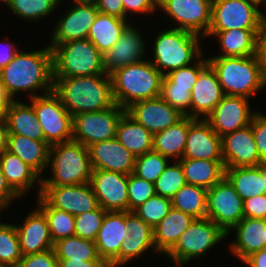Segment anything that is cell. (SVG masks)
<instances>
[{"label": "cell", "mask_w": 266, "mask_h": 267, "mask_svg": "<svg viewBox=\"0 0 266 267\" xmlns=\"http://www.w3.org/2000/svg\"><path fill=\"white\" fill-rule=\"evenodd\" d=\"M0 81L9 97L15 101L19 92H27L33 98L38 92L47 94L53 91V55L52 49L46 46L31 52L21 50L13 60L0 70Z\"/></svg>", "instance_id": "obj_1"}, {"label": "cell", "mask_w": 266, "mask_h": 267, "mask_svg": "<svg viewBox=\"0 0 266 267\" xmlns=\"http://www.w3.org/2000/svg\"><path fill=\"white\" fill-rule=\"evenodd\" d=\"M53 92L72 116L108 109L115 104L109 74L54 77Z\"/></svg>", "instance_id": "obj_2"}, {"label": "cell", "mask_w": 266, "mask_h": 267, "mask_svg": "<svg viewBox=\"0 0 266 267\" xmlns=\"http://www.w3.org/2000/svg\"><path fill=\"white\" fill-rule=\"evenodd\" d=\"M110 76L114 102L125 110L160 96L163 75L148 59L116 69Z\"/></svg>", "instance_id": "obj_3"}, {"label": "cell", "mask_w": 266, "mask_h": 267, "mask_svg": "<svg viewBox=\"0 0 266 267\" xmlns=\"http://www.w3.org/2000/svg\"><path fill=\"white\" fill-rule=\"evenodd\" d=\"M225 95L250 99L266 87L256 55L247 57H208Z\"/></svg>", "instance_id": "obj_4"}, {"label": "cell", "mask_w": 266, "mask_h": 267, "mask_svg": "<svg viewBox=\"0 0 266 267\" xmlns=\"http://www.w3.org/2000/svg\"><path fill=\"white\" fill-rule=\"evenodd\" d=\"M50 178H41V186H66L88 183L93 168L88 147L70 140L50 146Z\"/></svg>", "instance_id": "obj_5"}, {"label": "cell", "mask_w": 266, "mask_h": 267, "mask_svg": "<svg viewBox=\"0 0 266 267\" xmlns=\"http://www.w3.org/2000/svg\"><path fill=\"white\" fill-rule=\"evenodd\" d=\"M201 38L195 33L173 27L159 31L153 42V57L148 60L163 76L167 75L172 70L191 65L203 55Z\"/></svg>", "instance_id": "obj_6"}, {"label": "cell", "mask_w": 266, "mask_h": 267, "mask_svg": "<svg viewBox=\"0 0 266 267\" xmlns=\"http://www.w3.org/2000/svg\"><path fill=\"white\" fill-rule=\"evenodd\" d=\"M53 55L54 77H82L107 74L103 54L88 39L49 44Z\"/></svg>", "instance_id": "obj_7"}, {"label": "cell", "mask_w": 266, "mask_h": 267, "mask_svg": "<svg viewBox=\"0 0 266 267\" xmlns=\"http://www.w3.org/2000/svg\"><path fill=\"white\" fill-rule=\"evenodd\" d=\"M226 237L227 233L209 218L194 219L166 257L182 267L195 258L203 257Z\"/></svg>", "instance_id": "obj_8"}, {"label": "cell", "mask_w": 266, "mask_h": 267, "mask_svg": "<svg viewBox=\"0 0 266 267\" xmlns=\"http://www.w3.org/2000/svg\"><path fill=\"white\" fill-rule=\"evenodd\" d=\"M29 100L36 112L46 143L51 146L72 140V115L53 91Z\"/></svg>", "instance_id": "obj_9"}, {"label": "cell", "mask_w": 266, "mask_h": 267, "mask_svg": "<svg viewBox=\"0 0 266 267\" xmlns=\"http://www.w3.org/2000/svg\"><path fill=\"white\" fill-rule=\"evenodd\" d=\"M254 0H212L208 32L231 29H261L263 12Z\"/></svg>", "instance_id": "obj_10"}, {"label": "cell", "mask_w": 266, "mask_h": 267, "mask_svg": "<svg viewBox=\"0 0 266 267\" xmlns=\"http://www.w3.org/2000/svg\"><path fill=\"white\" fill-rule=\"evenodd\" d=\"M125 112V109L115 103L108 109L72 116V140L88 147L116 138L118 122Z\"/></svg>", "instance_id": "obj_11"}, {"label": "cell", "mask_w": 266, "mask_h": 267, "mask_svg": "<svg viewBox=\"0 0 266 267\" xmlns=\"http://www.w3.org/2000/svg\"><path fill=\"white\" fill-rule=\"evenodd\" d=\"M207 218L228 233L243 218V199L224 176L207 190Z\"/></svg>", "instance_id": "obj_12"}, {"label": "cell", "mask_w": 266, "mask_h": 267, "mask_svg": "<svg viewBox=\"0 0 266 267\" xmlns=\"http://www.w3.org/2000/svg\"><path fill=\"white\" fill-rule=\"evenodd\" d=\"M158 9L177 22L174 28L206 37L211 25L212 0H158Z\"/></svg>", "instance_id": "obj_13"}, {"label": "cell", "mask_w": 266, "mask_h": 267, "mask_svg": "<svg viewBox=\"0 0 266 267\" xmlns=\"http://www.w3.org/2000/svg\"><path fill=\"white\" fill-rule=\"evenodd\" d=\"M40 195L52 207L66 211L74 217L99 207L90 182L66 186H41Z\"/></svg>", "instance_id": "obj_14"}, {"label": "cell", "mask_w": 266, "mask_h": 267, "mask_svg": "<svg viewBox=\"0 0 266 267\" xmlns=\"http://www.w3.org/2000/svg\"><path fill=\"white\" fill-rule=\"evenodd\" d=\"M255 113L251 111L248 98L225 95L205 120L222 137L250 125Z\"/></svg>", "instance_id": "obj_15"}, {"label": "cell", "mask_w": 266, "mask_h": 267, "mask_svg": "<svg viewBox=\"0 0 266 267\" xmlns=\"http://www.w3.org/2000/svg\"><path fill=\"white\" fill-rule=\"evenodd\" d=\"M73 6L55 23L49 44L87 39L92 23L99 13L97 6L91 3H73Z\"/></svg>", "instance_id": "obj_16"}, {"label": "cell", "mask_w": 266, "mask_h": 267, "mask_svg": "<svg viewBox=\"0 0 266 267\" xmlns=\"http://www.w3.org/2000/svg\"><path fill=\"white\" fill-rule=\"evenodd\" d=\"M90 184L99 206L106 211H128V175L93 170Z\"/></svg>", "instance_id": "obj_17"}, {"label": "cell", "mask_w": 266, "mask_h": 267, "mask_svg": "<svg viewBox=\"0 0 266 267\" xmlns=\"http://www.w3.org/2000/svg\"><path fill=\"white\" fill-rule=\"evenodd\" d=\"M225 168L255 167L263 164L257 151L251 125L221 137Z\"/></svg>", "instance_id": "obj_18"}, {"label": "cell", "mask_w": 266, "mask_h": 267, "mask_svg": "<svg viewBox=\"0 0 266 267\" xmlns=\"http://www.w3.org/2000/svg\"><path fill=\"white\" fill-rule=\"evenodd\" d=\"M126 113L152 134L167 129L184 117L160 96L135 102Z\"/></svg>", "instance_id": "obj_19"}, {"label": "cell", "mask_w": 266, "mask_h": 267, "mask_svg": "<svg viewBox=\"0 0 266 267\" xmlns=\"http://www.w3.org/2000/svg\"><path fill=\"white\" fill-rule=\"evenodd\" d=\"M138 28L131 23L126 26L119 41L103 54L104 71L111 74L116 69L144 61L145 40Z\"/></svg>", "instance_id": "obj_20"}, {"label": "cell", "mask_w": 266, "mask_h": 267, "mask_svg": "<svg viewBox=\"0 0 266 267\" xmlns=\"http://www.w3.org/2000/svg\"><path fill=\"white\" fill-rule=\"evenodd\" d=\"M127 235L126 211H107L94 241L99 257L120 266V247Z\"/></svg>", "instance_id": "obj_21"}, {"label": "cell", "mask_w": 266, "mask_h": 267, "mask_svg": "<svg viewBox=\"0 0 266 267\" xmlns=\"http://www.w3.org/2000/svg\"><path fill=\"white\" fill-rule=\"evenodd\" d=\"M93 170L103 169L129 175L134 172L136 156L117 138L88 146Z\"/></svg>", "instance_id": "obj_22"}, {"label": "cell", "mask_w": 266, "mask_h": 267, "mask_svg": "<svg viewBox=\"0 0 266 267\" xmlns=\"http://www.w3.org/2000/svg\"><path fill=\"white\" fill-rule=\"evenodd\" d=\"M15 227L23 256L53 249L47 218L38 207L28 213L22 225Z\"/></svg>", "instance_id": "obj_23"}, {"label": "cell", "mask_w": 266, "mask_h": 267, "mask_svg": "<svg viewBox=\"0 0 266 267\" xmlns=\"http://www.w3.org/2000/svg\"><path fill=\"white\" fill-rule=\"evenodd\" d=\"M183 158L223 160L221 137L205 119L190 124Z\"/></svg>", "instance_id": "obj_24"}, {"label": "cell", "mask_w": 266, "mask_h": 267, "mask_svg": "<svg viewBox=\"0 0 266 267\" xmlns=\"http://www.w3.org/2000/svg\"><path fill=\"white\" fill-rule=\"evenodd\" d=\"M224 96L216 72L208 65L191 91V118L206 119Z\"/></svg>", "instance_id": "obj_25"}, {"label": "cell", "mask_w": 266, "mask_h": 267, "mask_svg": "<svg viewBox=\"0 0 266 267\" xmlns=\"http://www.w3.org/2000/svg\"><path fill=\"white\" fill-rule=\"evenodd\" d=\"M232 231H235V240L229 244V250L240 262L265 248L266 219L244 217L227 235Z\"/></svg>", "instance_id": "obj_26"}, {"label": "cell", "mask_w": 266, "mask_h": 267, "mask_svg": "<svg viewBox=\"0 0 266 267\" xmlns=\"http://www.w3.org/2000/svg\"><path fill=\"white\" fill-rule=\"evenodd\" d=\"M0 167L6 182L20 198L28 193L36 182L39 184L37 196L41 194V177L18 156L4 151L0 154Z\"/></svg>", "instance_id": "obj_27"}, {"label": "cell", "mask_w": 266, "mask_h": 267, "mask_svg": "<svg viewBox=\"0 0 266 267\" xmlns=\"http://www.w3.org/2000/svg\"><path fill=\"white\" fill-rule=\"evenodd\" d=\"M261 29H231L208 32L206 37H217L221 54L213 57H247L255 55L257 34Z\"/></svg>", "instance_id": "obj_28"}, {"label": "cell", "mask_w": 266, "mask_h": 267, "mask_svg": "<svg viewBox=\"0 0 266 267\" xmlns=\"http://www.w3.org/2000/svg\"><path fill=\"white\" fill-rule=\"evenodd\" d=\"M194 219L187 213L171 208L168 214L153 228L154 245L157 252L166 255Z\"/></svg>", "instance_id": "obj_29"}, {"label": "cell", "mask_w": 266, "mask_h": 267, "mask_svg": "<svg viewBox=\"0 0 266 267\" xmlns=\"http://www.w3.org/2000/svg\"><path fill=\"white\" fill-rule=\"evenodd\" d=\"M5 119L9 135H21L34 140L44 141V133L40 127L33 106L19 100L12 101L6 108Z\"/></svg>", "instance_id": "obj_30"}, {"label": "cell", "mask_w": 266, "mask_h": 267, "mask_svg": "<svg viewBox=\"0 0 266 267\" xmlns=\"http://www.w3.org/2000/svg\"><path fill=\"white\" fill-rule=\"evenodd\" d=\"M49 150L50 145L45 141H38L21 135H8L7 151L18 156L41 178L43 170L49 168Z\"/></svg>", "instance_id": "obj_31"}, {"label": "cell", "mask_w": 266, "mask_h": 267, "mask_svg": "<svg viewBox=\"0 0 266 267\" xmlns=\"http://www.w3.org/2000/svg\"><path fill=\"white\" fill-rule=\"evenodd\" d=\"M195 120L184 116L176 124L153 134V151L162 154L171 160L179 161L183 158L188 129Z\"/></svg>", "instance_id": "obj_32"}, {"label": "cell", "mask_w": 266, "mask_h": 267, "mask_svg": "<svg viewBox=\"0 0 266 267\" xmlns=\"http://www.w3.org/2000/svg\"><path fill=\"white\" fill-rule=\"evenodd\" d=\"M225 177L243 200L266 194V163L255 167L225 168Z\"/></svg>", "instance_id": "obj_33"}, {"label": "cell", "mask_w": 266, "mask_h": 267, "mask_svg": "<svg viewBox=\"0 0 266 267\" xmlns=\"http://www.w3.org/2000/svg\"><path fill=\"white\" fill-rule=\"evenodd\" d=\"M186 184L210 189L225 176L224 160L181 158Z\"/></svg>", "instance_id": "obj_34"}, {"label": "cell", "mask_w": 266, "mask_h": 267, "mask_svg": "<svg viewBox=\"0 0 266 267\" xmlns=\"http://www.w3.org/2000/svg\"><path fill=\"white\" fill-rule=\"evenodd\" d=\"M116 138L136 157L153 150V134L126 112L118 122Z\"/></svg>", "instance_id": "obj_35"}, {"label": "cell", "mask_w": 266, "mask_h": 267, "mask_svg": "<svg viewBox=\"0 0 266 267\" xmlns=\"http://www.w3.org/2000/svg\"><path fill=\"white\" fill-rule=\"evenodd\" d=\"M129 19H122L108 14L98 13L92 23L87 37L104 54L110 50L120 39Z\"/></svg>", "instance_id": "obj_36"}, {"label": "cell", "mask_w": 266, "mask_h": 267, "mask_svg": "<svg viewBox=\"0 0 266 267\" xmlns=\"http://www.w3.org/2000/svg\"><path fill=\"white\" fill-rule=\"evenodd\" d=\"M172 208L191 215L195 219L206 218L207 189L185 184L172 198Z\"/></svg>", "instance_id": "obj_37"}, {"label": "cell", "mask_w": 266, "mask_h": 267, "mask_svg": "<svg viewBox=\"0 0 266 267\" xmlns=\"http://www.w3.org/2000/svg\"><path fill=\"white\" fill-rule=\"evenodd\" d=\"M37 207L45 214L53 243L75 235L74 216L52 207L41 195Z\"/></svg>", "instance_id": "obj_38"}, {"label": "cell", "mask_w": 266, "mask_h": 267, "mask_svg": "<svg viewBox=\"0 0 266 267\" xmlns=\"http://www.w3.org/2000/svg\"><path fill=\"white\" fill-rule=\"evenodd\" d=\"M53 249L57 259L95 261L100 258L95 242L77 235L58 240Z\"/></svg>", "instance_id": "obj_39"}, {"label": "cell", "mask_w": 266, "mask_h": 267, "mask_svg": "<svg viewBox=\"0 0 266 267\" xmlns=\"http://www.w3.org/2000/svg\"><path fill=\"white\" fill-rule=\"evenodd\" d=\"M61 2L62 0H7L4 4L17 17L36 22L55 13Z\"/></svg>", "instance_id": "obj_40"}, {"label": "cell", "mask_w": 266, "mask_h": 267, "mask_svg": "<svg viewBox=\"0 0 266 267\" xmlns=\"http://www.w3.org/2000/svg\"><path fill=\"white\" fill-rule=\"evenodd\" d=\"M22 257L15 224L0 222V267H17Z\"/></svg>", "instance_id": "obj_41"}, {"label": "cell", "mask_w": 266, "mask_h": 267, "mask_svg": "<svg viewBox=\"0 0 266 267\" xmlns=\"http://www.w3.org/2000/svg\"><path fill=\"white\" fill-rule=\"evenodd\" d=\"M169 161H171L169 158L152 150L136 157L133 173L140 178L155 183Z\"/></svg>", "instance_id": "obj_42"}, {"label": "cell", "mask_w": 266, "mask_h": 267, "mask_svg": "<svg viewBox=\"0 0 266 267\" xmlns=\"http://www.w3.org/2000/svg\"><path fill=\"white\" fill-rule=\"evenodd\" d=\"M186 184L183 169L179 161L167 165L154 183L155 194L172 198Z\"/></svg>", "instance_id": "obj_43"}, {"label": "cell", "mask_w": 266, "mask_h": 267, "mask_svg": "<svg viewBox=\"0 0 266 267\" xmlns=\"http://www.w3.org/2000/svg\"><path fill=\"white\" fill-rule=\"evenodd\" d=\"M160 97L182 115L191 117L190 87L175 86L165 75L162 79Z\"/></svg>", "instance_id": "obj_44"}, {"label": "cell", "mask_w": 266, "mask_h": 267, "mask_svg": "<svg viewBox=\"0 0 266 267\" xmlns=\"http://www.w3.org/2000/svg\"><path fill=\"white\" fill-rule=\"evenodd\" d=\"M171 208L170 198L155 194L133 212L154 228L168 214Z\"/></svg>", "instance_id": "obj_45"}, {"label": "cell", "mask_w": 266, "mask_h": 267, "mask_svg": "<svg viewBox=\"0 0 266 267\" xmlns=\"http://www.w3.org/2000/svg\"><path fill=\"white\" fill-rule=\"evenodd\" d=\"M106 212V210L99 206L95 210L75 216V235L83 239L95 241Z\"/></svg>", "instance_id": "obj_46"}, {"label": "cell", "mask_w": 266, "mask_h": 267, "mask_svg": "<svg viewBox=\"0 0 266 267\" xmlns=\"http://www.w3.org/2000/svg\"><path fill=\"white\" fill-rule=\"evenodd\" d=\"M154 195V183L140 178L134 173L128 175V211L133 212Z\"/></svg>", "instance_id": "obj_47"}, {"label": "cell", "mask_w": 266, "mask_h": 267, "mask_svg": "<svg viewBox=\"0 0 266 267\" xmlns=\"http://www.w3.org/2000/svg\"><path fill=\"white\" fill-rule=\"evenodd\" d=\"M207 58L202 55L191 65L170 71L165 75L175 86L190 87V91L197 82L199 74L208 66Z\"/></svg>", "instance_id": "obj_48"}, {"label": "cell", "mask_w": 266, "mask_h": 267, "mask_svg": "<svg viewBox=\"0 0 266 267\" xmlns=\"http://www.w3.org/2000/svg\"><path fill=\"white\" fill-rule=\"evenodd\" d=\"M148 249L157 253L154 239H136L130 237L128 234L120 247V266H125L131 260L140 257Z\"/></svg>", "instance_id": "obj_49"}, {"label": "cell", "mask_w": 266, "mask_h": 267, "mask_svg": "<svg viewBox=\"0 0 266 267\" xmlns=\"http://www.w3.org/2000/svg\"><path fill=\"white\" fill-rule=\"evenodd\" d=\"M261 162L266 163V114L257 112L250 123Z\"/></svg>", "instance_id": "obj_50"}, {"label": "cell", "mask_w": 266, "mask_h": 267, "mask_svg": "<svg viewBox=\"0 0 266 267\" xmlns=\"http://www.w3.org/2000/svg\"><path fill=\"white\" fill-rule=\"evenodd\" d=\"M126 228L132 238L154 239L153 228L134 212L126 211Z\"/></svg>", "instance_id": "obj_51"}, {"label": "cell", "mask_w": 266, "mask_h": 267, "mask_svg": "<svg viewBox=\"0 0 266 267\" xmlns=\"http://www.w3.org/2000/svg\"><path fill=\"white\" fill-rule=\"evenodd\" d=\"M17 267H58L54 249L23 256Z\"/></svg>", "instance_id": "obj_52"}, {"label": "cell", "mask_w": 266, "mask_h": 267, "mask_svg": "<svg viewBox=\"0 0 266 267\" xmlns=\"http://www.w3.org/2000/svg\"><path fill=\"white\" fill-rule=\"evenodd\" d=\"M245 218L266 219V194L243 200Z\"/></svg>", "instance_id": "obj_53"}, {"label": "cell", "mask_w": 266, "mask_h": 267, "mask_svg": "<svg viewBox=\"0 0 266 267\" xmlns=\"http://www.w3.org/2000/svg\"><path fill=\"white\" fill-rule=\"evenodd\" d=\"M124 7V19H128L127 16L132 13L135 14H154L157 12L158 0H122Z\"/></svg>", "instance_id": "obj_54"}, {"label": "cell", "mask_w": 266, "mask_h": 267, "mask_svg": "<svg viewBox=\"0 0 266 267\" xmlns=\"http://www.w3.org/2000/svg\"><path fill=\"white\" fill-rule=\"evenodd\" d=\"M96 6L100 13L124 19L122 0H97Z\"/></svg>", "instance_id": "obj_55"}, {"label": "cell", "mask_w": 266, "mask_h": 267, "mask_svg": "<svg viewBox=\"0 0 266 267\" xmlns=\"http://www.w3.org/2000/svg\"><path fill=\"white\" fill-rule=\"evenodd\" d=\"M256 58L266 81V26L263 25L256 40Z\"/></svg>", "instance_id": "obj_56"}, {"label": "cell", "mask_w": 266, "mask_h": 267, "mask_svg": "<svg viewBox=\"0 0 266 267\" xmlns=\"http://www.w3.org/2000/svg\"><path fill=\"white\" fill-rule=\"evenodd\" d=\"M16 198H20L8 185L6 182L5 176L3 175V172L0 167V214L11 202H14L13 200H16Z\"/></svg>", "instance_id": "obj_57"}, {"label": "cell", "mask_w": 266, "mask_h": 267, "mask_svg": "<svg viewBox=\"0 0 266 267\" xmlns=\"http://www.w3.org/2000/svg\"><path fill=\"white\" fill-rule=\"evenodd\" d=\"M109 263L103 258L95 261L58 259V267H107Z\"/></svg>", "instance_id": "obj_58"}, {"label": "cell", "mask_w": 266, "mask_h": 267, "mask_svg": "<svg viewBox=\"0 0 266 267\" xmlns=\"http://www.w3.org/2000/svg\"><path fill=\"white\" fill-rule=\"evenodd\" d=\"M3 49L0 48V70L7 66L14 58V56L20 51L14 43L7 42V40H2ZM6 44V46H5ZM2 45V42L1 44Z\"/></svg>", "instance_id": "obj_59"}, {"label": "cell", "mask_w": 266, "mask_h": 267, "mask_svg": "<svg viewBox=\"0 0 266 267\" xmlns=\"http://www.w3.org/2000/svg\"><path fill=\"white\" fill-rule=\"evenodd\" d=\"M242 263L248 267H266V248L251 254Z\"/></svg>", "instance_id": "obj_60"}, {"label": "cell", "mask_w": 266, "mask_h": 267, "mask_svg": "<svg viewBox=\"0 0 266 267\" xmlns=\"http://www.w3.org/2000/svg\"><path fill=\"white\" fill-rule=\"evenodd\" d=\"M8 125L6 119H0V154L8 148Z\"/></svg>", "instance_id": "obj_61"}, {"label": "cell", "mask_w": 266, "mask_h": 267, "mask_svg": "<svg viewBox=\"0 0 266 267\" xmlns=\"http://www.w3.org/2000/svg\"><path fill=\"white\" fill-rule=\"evenodd\" d=\"M13 100L7 94L4 85L0 81V102H12Z\"/></svg>", "instance_id": "obj_62"}, {"label": "cell", "mask_w": 266, "mask_h": 267, "mask_svg": "<svg viewBox=\"0 0 266 267\" xmlns=\"http://www.w3.org/2000/svg\"><path fill=\"white\" fill-rule=\"evenodd\" d=\"M11 102H0V119H5L6 108Z\"/></svg>", "instance_id": "obj_63"}, {"label": "cell", "mask_w": 266, "mask_h": 267, "mask_svg": "<svg viewBox=\"0 0 266 267\" xmlns=\"http://www.w3.org/2000/svg\"><path fill=\"white\" fill-rule=\"evenodd\" d=\"M74 3H91L96 4L97 0H72Z\"/></svg>", "instance_id": "obj_64"}, {"label": "cell", "mask_w": 266, "mask_h": 267, "mask_svg": "<svg viewBox=\"0 0 266 267\" xmlns=\"http://www.w3.org/2000/svg\"><path fill=\"white\" fill-rule=\"evenodd\" d=\"M254 1H256L257 3H259L260 5H261V3H263L264 5L266 3V0H254Z\"/></svg>", "instance_id": "obj_65"}, {"label": "cell", "mask_w": 266, "mask_h": 267, "mask_svg": "<svg viewBox=\"0 0 266 267\" xmlns=\"http://www.w3.org/2000/svg\"><path fill=\"white\" fill-rule=\"evenodd\" d=\"M263 24L266 26V14H264V12H263Z\"/></svg>", "instance_id": "obj_66"}, {"label": "cell", "mask_w": 266, "mask_h": 267, "mask_svg": "<svg viewBox=\"0 0 266 267\" xmlns=\"http://www.w3.org/2000/svg\"><path fill=\"white\" fill-rule=\"evenodd\" d=\"M107 267H122V266L109 264Z\"/></svg>", "instance_id": "obj_67"}]
</instances>
